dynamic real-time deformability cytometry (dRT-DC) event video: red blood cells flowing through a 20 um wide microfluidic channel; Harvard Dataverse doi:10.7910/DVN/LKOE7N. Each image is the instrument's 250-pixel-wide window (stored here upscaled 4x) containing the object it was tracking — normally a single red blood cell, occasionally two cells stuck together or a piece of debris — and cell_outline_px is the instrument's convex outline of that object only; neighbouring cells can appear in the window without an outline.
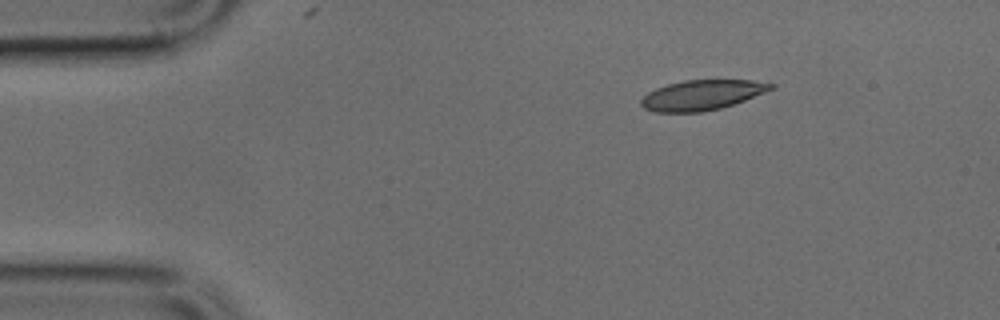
{"species": "common noctule bat (a hibernating species)", "species_latin": "Nyctalus noctula", "temperature_condition": "cold", "stored_images_in_passage": 17, "camera_frame_rate_fps": 3000, "um_per_image_px": 0.085, "animal": {"sex": "male", "body_mass_g": 17.9, "forearm_length_mm": 54.2}, "frame": {"image": 1, "passage_image": 1, "time_ms": 0.0, "image_size_px": [1000, 320], "cell_outline_px": [[776, 88], [744, 100], [720, 108], [700, 112], [656, 112], [644, 108], [640, 104], [640, 100], [648, 92], [656, 88], [668, 84], [684, 80], [752, 80], [776, 84]], "centroid_in_image_um": [59.67, 8.07], "position_along_channel_um": 25.3, "area_um2": 22.66}}
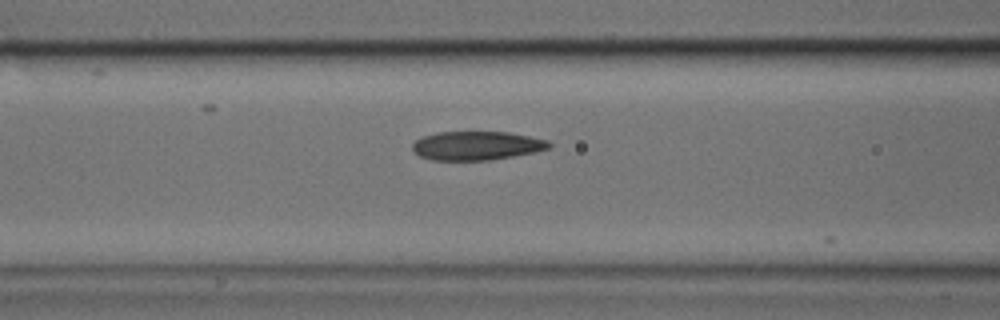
{"frame": {"image": 2, "passage_image": 13, "time_ms": 4.0, "image_size_px": [1000, 320], "cell_outline_px": [[552, 144], [548, 148], [536, 152], [492, 160], [432, 160], [420, 156], [412, 152], [412, 144], [416, 140], [424, 136], [440, 132], [512, 132], [548, 140]], "centroid_in_image_um": [40.53, 12.38], "position_along_channel_um": 126.1, "area_um2": 23.06}}